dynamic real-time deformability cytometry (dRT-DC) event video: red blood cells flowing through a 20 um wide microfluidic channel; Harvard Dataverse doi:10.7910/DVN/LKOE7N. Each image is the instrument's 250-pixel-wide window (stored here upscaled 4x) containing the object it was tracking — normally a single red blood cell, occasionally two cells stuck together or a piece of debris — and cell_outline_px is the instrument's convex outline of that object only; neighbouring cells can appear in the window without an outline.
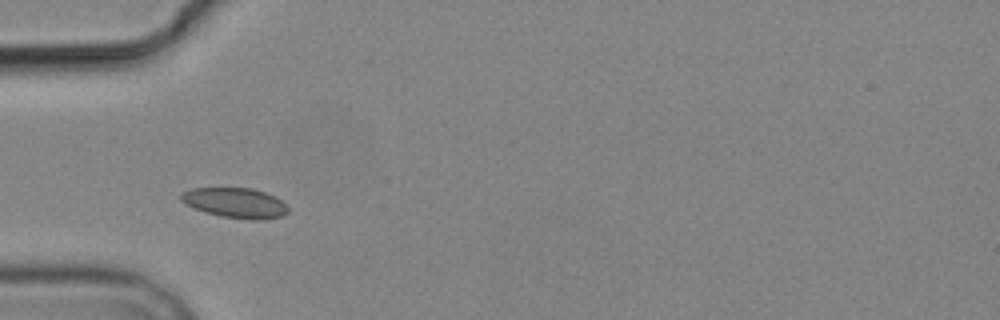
{"species": "common noctule bat (a hibernating species)", "species_latin": "Nyctalus noctula", "temperature_condition": "cold", "stored_images_in_passage": 5, "camera_frame_rate_fps": 3000, "um_per_image_px": 0.085, "animal": {"sex": "male", "body_mass_g": 19.2, "forearm_length_mm": 51.8}, "frame": {"image": 1, "passage_image": 4, "time_ms": 4.333, "image_size_px": [1000, 320], "cell_outline_px": [[288, 212], [280, 216], [260, 220], [252, 220], [220, 216], [204, 212], [184, 204], [180, 200], [180, 196], [184, 192], [192, 188], [252, 188], [276, 196], [288, 208]], "centroid_in_image_um": [19.97, 17.24], "position_along_channel_um": 65.0, "area_um2": 18.73}}
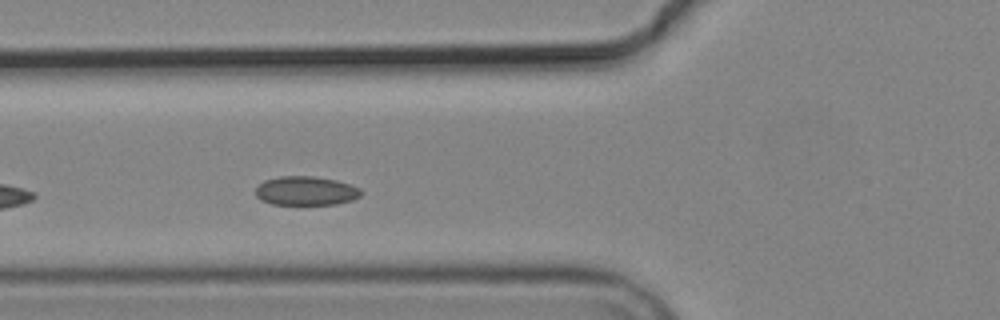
{"frame": {"image": 2, "passage_image": 5, "time_ms": 5.333, "image_size_px": [1000, 320], "cell_outline_px": [[364, 192], [360, 196], [352, 200], [336, 204], [272, 204], [260, 200], [256, 196], [256, 188], [264, 180], [280, 176], [312, 176], [336, 180], [360, 188]], "centroid_in_image_um": [26.0, 16.22], "position_along_channel_um": 99.8, "area_um2": 17.8}}